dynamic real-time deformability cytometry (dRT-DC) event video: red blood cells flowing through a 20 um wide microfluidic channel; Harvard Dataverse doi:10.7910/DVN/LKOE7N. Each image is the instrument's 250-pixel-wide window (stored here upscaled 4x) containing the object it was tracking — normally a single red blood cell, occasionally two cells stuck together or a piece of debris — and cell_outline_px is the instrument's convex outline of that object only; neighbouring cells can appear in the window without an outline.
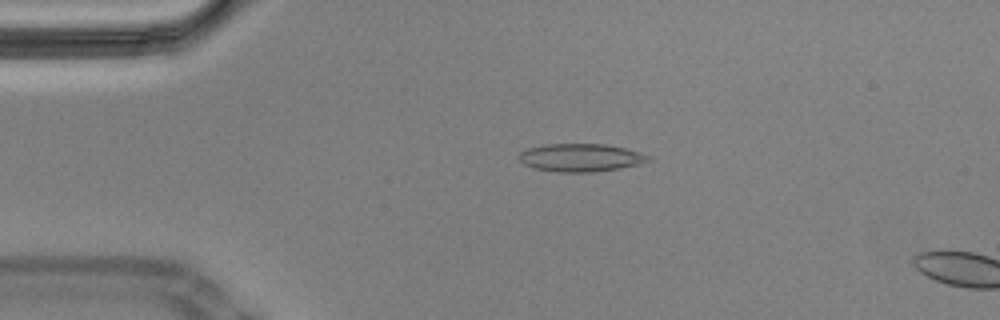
{"species": "Egyptian fruit bat (a non-hibernating species)", "species_latin": "Rousettus aegyptiacus", "temperature_condition": "cold", "stored_images_in_passage": 5, "camera_frame_rate_fps": 3000, "um_per_image_px": 0.085, "animal": {"sex": "male"}, "frame": {"image": 1, "passage_image": 3, "time_ms": 0.667, "image_size_px": [1000, 320], "cell_outline_px": [[652, 160], [640, 164], [620, 168], [592, 172], [556, 172], [532, 168], [524, 164], [516, 156], [520, 152], [528, 148], [544, 144], [604, 144], [624, 148], [640, 152], [652, 156]], "centroid_in_image_um": [49.35, 13.4], "position_along_channel_um": 35.6, "area_um2": 21.27}}